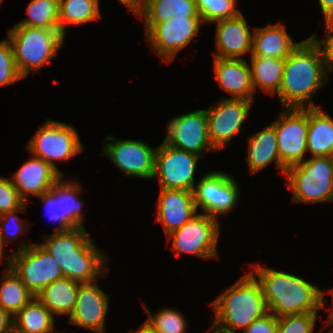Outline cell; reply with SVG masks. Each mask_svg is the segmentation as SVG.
Segmentation results:
<instances>
[{"instance_id": "6da1fadb", "label": "cell", "mask_w": 333, "mask_h": 333, "mask_svg": "<svg viewBox=\"0 0 333 333\" xmlns=\"http://www.w3.org/2000/svg\"><path fill=\"white\" fill-rule=\"evenodd\" d=\"M39 243L58 263L64 277L79 283L106 278L109 257L94 243L86 227L42 234Z\"/></svg>"}, {"instance_id": "7a4b0ae2", "label": "cell", "mask_w": 333, "mask_h": 333, "mask_svg": "<svg viewBox=\"0 0 333 333\" xmlns=\"http://www.w3.org/2000/svg\"><path fill=\"white\" fill-rule=\"evenodd\" d=\"M320 46L309 36L285 58L277 97L283 108H318L313 97L329 81Z\"/></svg>"}, {"instance_id": "3957f363", "label": "cell", "mask_w": 333, "mask_h": 333, "mask_svg": "<svg viewBox=\"0 0 333 333\" xmlns=\"http://www.w3.org/2000/svg\"><path fill=\"white\" fill-rule=\"evenodd\" d=\"M250 273L260 283L270 313L276 317L288 314L318 313L321 289L298 275L250 263Z\"/></svg>"}, {"instance_id": "277c9868", "label": "cell", "mask_w": 333, "mask_h": 333, "mask_svg": "<svg viewBox=\"0 0 333 333\" xmlns=\"http://www.w3.org/2000/svg\"><path fill=\"white\" fill-rule=\"evenodd\" d=\"M214 311L213 329L226 333L242 332L257 318L270 313L260 283L248 271L210 302Z\"/></svg>"}, {"instance_id": "5b68a950", "label": "cell", "mask_w": 333, "mask_h": 333, "mask_svg": "<svg viewBox=\"0 0 333 333\" xmlns=\"http://www.w3.org/2000/svg\"><path fill=\"white\" fill-rule=\"evenodd\" d=\"M7 37L12 45L16 68L23 79L31 73L37 74L43 66L52 62L66 40L59 29L22 25H13Z\"/></svg>"}, {"instance_id": "8992f818", "label": "cell", "mask_w": 333, "mask_h": 333, "mask_svg": "<svg viewBox=\"0 0 333 333\" xmlns=\"http://www.w3.org/2000/svg\"><path fill=\"white\" fill-rule=\"evenodd\" d=\"M285 182L292 202L313 204L333 201V166L327 156L309 157L286 168Z\"/></svg>"}, {"instance_id": "52a82bcc", "label": "cell", "mask_w": 333, "mask_h": 333, "mask_svg": "<svg viewBox=\"0 0 333 333\" xmlns=\"http://www.w3.org/2000/svg\"><path fill=\"white\" fill-rule=\"evenodd\" d=\"M25 148L29 154L50 164L63 177L64 173L54 161L67 162L85 151L80 136L72 124L52 119H47L35 131Z\"/></svg>"}, {"instance_id": "ba28073f", "label": "cell", "mask_w": 333, "mask_h": 333, "mask_svg": "<svg viewBox=\"0 0 333 333\" xmlns=\"http://www.w3.org/2000/svg\"><path fill=\"white\" fill-rule=\"evenodd\" d=\"M25 286L36 295L42 288L63 278L55 258L39 243L23 240L17 250L10 253L7 264Z\"/></svg>"}, {"instance_id": "9c48e42d", "label": "cell", "mask_w": 333, "mask_h": 333, "mask_svg": "<svg viewBox=\"0 0 333 333\" xmlns=\"http://www.w3.org/2000/svg\"><path fill=\"white\" fill-rule=\"evenodd\" d=\"M220 227L217 218L198 213L184 226L167 235L166 239L172 240L170 249L176 257L183 253L206 260L217 259Z\"/></svg>"}, {"instance_id": "30bf717a", "label": "cell", "mask_w": 333, "mask_h": 333, "mask_svg": "<svg viewBox=\"0 0 333 333\" xmlns=\"http://www.w3.org/2000/svg\"><path fill=\"white\" fill-rule=\"evenodd\" d=\"M83 186L76 178L62 177L47 193L39 196L44 205L45 216L58 225L53 232H63L77 227H85Z\"/></svg>"}, {"instance_id": "8fae6325", "label": "cell", "mask_w": 333, "mask_h": 333, "mask_svg": "<svg viewBox=\"0 0 333 333\" xmlns=\"http://www.w3.org/2000/svg\"><path fill=\"white\" fill-rule=\"evenodd\" d=\"M240 192L234 176L225 171L214 170L204 173L197 181L193 197L199 213L219 220L220 216H226L237 208Z\"/></svg>"}, {"instance_id": "7c38bea8", "label": "cell", "mask_w": 333, "mask_h": 333, "mask_svg": "<svg viewBox=\"0 0 333 333\" xmlns=\"http://www.w3.org/2000/svg\"><path fill=\"white\" fill-rule=\"evenodd\" d=\"M200 16H172L158 23L146 36L151 51L166 64L174 62L178 53L187 48L201 31Z\"/></svg>"}, {"instance_id": "4fadbf2b", "label": "cell", "mask_w": 333, "mask_h": 333, "mask_svg": "<svg viewBox=\"0 0 333 333\" xmlns=\"http://www.w3.org/2000/svg\"><path fill=\"white\" fill-rule=\"evenodd\" d=\"M200 156L171 147L163 140L155 151L154 178H159L160 189L193 192Z\"/></svg>"}, {"instance_id": "5bb4252c", "label": "cell", "mask_w": 333, "mask_h": 333, "mask_svg": "<svg viewBox=\"0 0 333 333\" xmlns=\"http://www.w3.org/2000/svg\"><path fill=\"white\" fill-rule=\"evenodd\" d=\"M253 103L250 100L219 97L216 103L206 108L208 135L217 152L227 148L236 135L246 132L242 125L249 118Z\"/></svg>"}, {"instance_id": "9a60e30c", "label": "cell", "mask_w": 333, "mask_h": 333, "mask_svg": "<svg viewBox=\"0 0 333 333\" xmlns=\"http://www.w3.org/2000/svg\"><path fill=\"white\" fill-rule=\"evenodd\" d=\"M156 148L142 140L118 139L108 135L98 156H107L127 177L153 180Z\"/></svg>"}, {"instance_id": "2e32d148", "label": "cell", "mask_w": 333, "mask_h": 333, "mask_svg": "<svg viewBox=\"0 0 333 333\" xmlns=\"http://www.w3.org/2000/svg\"><path fill=\"white\" fill-rule=\"evenodd\" d=\"M272 124L275 126L281 163L288 168L304 161L308 153V108H283Z\"/></svg>"}, {"instance_id": "e0dca14e", "label": "cell", "mask_w": 333, "mask_h": 333, "mask_svg": "<svg viewBox=\"0 0 333 333\" xmlns=\"http://www.w3.org/2000/svg\"><path fill=\"white\" fill-rule=\"evenodd\" d=\"M165 129L163 141L171 147L200 157L210 151L217 152L209 139L206 108L174 116Z\"/></svg>"}, {"instance_id": "ac0fdd59", "label": "cell", "mask_w": 333, "mask_h": 333, "mask_svg": "<svg viewBox=\"0 0 333 333\" xmlns=\"http://www.w3.org/2000/svg\"><path fill=\"white\" fill-rule=\"evenodd\" d=\"M111 296L100 288L98 280L80 283L76 307L68 323L95 333H106V319Z\"/></svg>"}, {"instance_id": "d6986e66", "label": "cell", "mask_w": 333, "mask_h": 333, "mask_svg": "<svg viewBox=\"0 0 333 333\" xmlns=\"http://www.w3.org/2000/svg\"><path fill=\"white\" fill-rule=\"evenodd\" d=\"M216 51L213 57L224 59H244L252 54L253 29L242 11L234 17L214 22ZM252 29V31L250 30Z\"/></svg>"}, {"instance_id": "ffe728a7", "label": "cell", "mask_w": 333, "mask_h": 333, "mask_svg": "<svg viewBox=\"0 0 333 333\" xmlns=\"http://www.w3.org/2000/svg\"><path fill=\"white\" fill-rule=\"evenodd\" d=\"M21 167L11 174L10 179L21 198L29 203V196L38 198L49 192L63 177L43 159L30 154Z\"/></svg>"}, {"instance_id": "44dd1931", "label": "cell", "mask_w": 333, "mask_h": 333, "mask_svg": "<svg viewBox=\"0 0 333 333\" xmlns=\"http://www.w3.org/2000/svg\"><path fill=\"white\" fill-rule=\"evenodd\" d=\"M159 192L154 220L161 223L166 236L199 213L193 192L173 189H160Z\"/></svg>"}, {"instance_id": "7402d4cb", "label": "cell", "mask_w": 333, "mask_h": 333, "mask_svg": "<svg viewBox=\"0 0 333 333\" xmlns=\"http://www.w3.org/2000/svg\"><path fill=\"white\" fill-rule=\"evenodd\" d=\"M214 74L220 88L228 92V99L255 101L251 83L250 67L244 59H224L214 57Z\"/></svg>"}, {"instance_id": "603a6c76", "label": "cell", "mask_w": 333, "mask_h": 333, "mask_svg": "<svg viewBox=\"0 0 333 333\" xmlns=\"http://www.w3.org/2000/svg\"><path fill=\"white\" fill-rule=\"evenodd\" d=\"M246 162L250 175L257 174L271 163L280 170L279 174L285 175L286 167L279 158L277 135L272 123L247 137Z\"/></svg>"}, {"instance_id": "cb8c5ba5", "label": "cell", "mask_w": 333, "mask_h": 333, "mask_svg": "<svg viewBox=\"0 0 333 333\" xmlns=\"http://www.w3.org/2000/svg\"><path fill=\"white\" fill-rule=\"evenodd\" d=\"M289 35L281 21L264 27H253L252 54L250 56L285 59L299 45Z\"/></svg>"}, {"instance_id": "d4e9b609", "label": "cell", "mask_w": 333, "mask_h": 333, "mask_svg": "<svg viewBox=\"0 0 333 333\" xmlns=\"http://www.w3.org/2000/svg\"><path fill=\"white\" fill-rule=\"evenodd\" d=\"M144 21L145 36L158 24L172 16H200L196 0H143L134 14Z\"/></svg>"}, {"instance_id": "484cf974", "label": "cell", "mask_w": 333, "mask_h": 333, "mask_svg": "<svg viewBox=\"0 0 333 333\" xmlns=\"http://www.w3.org/2000/svg\"><path fill=\"white\" fill-rule=\"evenodd\" d=\"M79 282L67 277L55 280L42 288L35 297L54 315L67 318L76 307Z\"/></svg>"}, {"instance_id": "4316f807", "label": "cell", "mask_w": 333, "mask_h": 333, "mask_svg": "<svg viewBox=\"0 0 333 333\" xmlns=\"http://www.w3.org/2000/svg\"><path fill=\"white\" fill-rule=\"evenodd\" d=\"M321 107L308 108L307 152L309 157L328 156L333 147V117Z\"/></svg>"}, {"instance_id": "83f0119b", "label": "cell", "mask_w": 333, "mask_h": 333, "mask_svg": "<svg viewBox=\"0 0 333 333\" xmlns=\"http://www.w3.org/2000/svg\"><path fill=\"white\" fill-rule=\"evenodd\" d=\"M251 83L254 89L275 96L280 90L285 67V59L250 56Z\"/></svg>"}, {"instance_id": "f1b7e54d", "label": "cell", "mask_w": 333, "mask_h": 333, "mask_svg": "<svg viewBox=\"0 0 333 333\" xmlns=\"http://www.w3.org/2000/svg\"><path fill=\"white\" fill-rule=\"evenodd\" d=\"M55 323V316L34 297L13 317V333H52Z\"/></svg>"}, {"instance_id": "f546056e", "label": "cell", "mask_w": 333, "mask_h": 333, "mask_svg": "<svg viewBox=\"0 0 333 333\" xmlns=\"http://www.w3.org/2000/svg\"><path fill=\"white\" fill-rule=\"evenodd\" d=\"M99 2V0H59V31L67 37L66 32L70 25L99 21L98 19L102 17Z\"/></svg>"}, {"instance_id": "4dcf8cb0", "label": "cell", "mask_w": 333, "mask_h": 333, "mask_svg": "<svg viewBox=\"0 0 333 333\" xmlns=\"http://www.w3.org/2000/svg\"><path fill=\"white\" fill-rule=\"evenodd\" d=\"M35 295L7 265L0 278V308L14 317Z\"/></svg>"}, {"instance_id": "1f68e13d", "label": "cell", "mask_w": 333, "mask_h": 333, "mask_svg": "<svg viewBox=\"0 0 333 333\" xmlns=\"http://www.w3.org/2000/svg\"><path fill=\"white\" fill-rule=\"evenodd\" d=\"M28 18L14 25L59 29V0H31L26 7Z\"/></svg>"}, {"instance_id": "d6a6232c", "label": "cell", "mask_w": 333, "mask_h": 333, "mask_svg": "<svg viewBox=\"0 0 333 333\" xmlns=\"http://www.w3.org/2000/svg\"><path fill=\"white\" fill-rule=\"evenodd\" d=\"M147 320L155 327L158 333H188V321L180 311L166 307L153 314L151 309L142 302Z\"/></svg>"}, {"instance_id": "836d02e7", "label": "cell", "mask_w": 333, "mask_h": 333, "mask_svg": "<svg viewBox=\"0 0 333 333\" xmlns=\"http://www.w3.org/2000/svg\"><path fill=\"white\" fill-rule=\"evenodd\" d=\"M238 2V0H196V7L203 24L211 25L239 14L241 9L237 7Z\"/></svg>"}, {"instance_id": "e575fe53", "label": "cell", "mask_w": 333, "mask_h": 333, "mask_svg": "<svg viewBox=\"0 0 333 333\" xmlns=\"http://www.w3.org/2000/svg\"><path fill=\"white\" fill-rule=\"evenodd\" d=\"M27 206L28 203H25L20 209L0 215V239L3 248L6 247V244L12 245L14 240L19 239L18 237L28 230L30 226L27 223L28 220L17 215L19 212L25 211L28 208Z\"/></svg>"}, {"instance_id": "d590c367", "label": "cell", "mask_w": 333, "mask_h": 333, "mask_svg": "<svg viewBox=\"0 0 333 333\" xmlns=\"http://www.w3.org/2000/svg\"><path fill=\"white\" fill-rule=\"evenodd\" d=\"M318 314L302 313L279 316L276 333H313Z\"/></svg>"}, {"instance_id": "8d00e7d4", "label": "cell", "mask_w": 333, "mask_h": 333, "mask_svg": "<svg viewBox=\"0 0 333 333\" xmlns=\"http://www.w3.org/2000/svg\"><path fill=\"white\" fill-rule=\"evenodd\" d=\"M22 79L15 65L10 40L4 38L0 41V87H6Z\"/></svg>"}, {"instance_id": "74e56055", "label": "cell", "mask_w": 333, "mask_h": 333, "mask_svg": "<svg viewBox=\"0 0 333 333\" xmlns=\"http://www.w3.org/2000/svg\"><path fill=\"white\" fill-rule=\"evenodd\" d=\"M25 203L10 177L0 175V215L20 209Z\"/></svg>"}, {"instance_id": "f35d334b", "label": "cell", "mask_w": 333, "mask_h": 333, "mask_svg": "<svg viewBox=\"0 0 333 333\" xmlns=\"http://www.w3.org/2000/svg\"><path fill=\"white\" fill-rule=\"evenodd\" d=\"M325 35L322 39H318L317 34L314 33L311 37L320 46L326 73L329 76L333 72V22L325 23Z\"/></svg>"}, {"instance_id": "ab89813d", "label": "cell", "mask_w": 333, "mask_h": 333, "mask_svg": "<svg viewBox=\"0 0 333 333\" xmlns=\"http://www.w3.org/2000/svg\"><path fill=\"white\" fill-rule=\"evenodd\" d=\"M278 317L272 313L257 318L241 333H276Z\"/></svg>"}, {"instance_id": "60d3db41", "label": "cell", "mask_w": 333, "mask_h": 333, "mask_svg": "<svg viewBox=\"0 0 333 333\" xmlns=\"http://www.w3.org/2000/svg\"><path fill=\"white\" fill-rule=\"evenodd\" d=\"M326 293H328V295L332 296L331 308L330 307L328 308V306L326 308V306H325V304H326L325 303L326 302V300H325ZM320 308H322V309L324 308V309H326V311L330 310L329 314H328V317L326 318L327 321H325L324 322L325 324L323 325L325 328L328 327V329H329L333 325V287L330 288V291L329 290H325V291L321 290V307Z\"/></svg>"}, {"instance_id": "b9f144b4", "label": "cell", "mask_w": 333, "mask_h": 333, "mask_svg": "<svg viewBox=\"0 0 333 333\" xmlns=\"http://www.w3.org/2000/svg\"><path fill=\"white\" fill-rule=\"evenodd\" d=\"M0 333H13V317L0 308Z\"/></svg>"}, {"instance_id": "7bdbcfd3", "label": "cell", "mask_w": 333, "mask_h": 333, "mask_svg": "<svg viewBox=\"0 0 333 333\" xmlns=\"http://www.w3.org/2000/svg\"><path fill=\"white\" fill-rule=\"evenodd\" d=\"M325 23L333 22V0H318Z\"/></svg>"}, {"instance_id": "ee69618b", "label": "cell", "mask_w": 333, "mask_h": 333, "mask_svg": "<svg viewBox=\"0 0 333 333\" xmlns=\"http://www.w3.org/2000/svg\"><path fill=\"white\" fill-rule=\"evenodd\" d=\"M128 333H158L155 327L146 319L138 329L129 330Z\"/></svg>"}, {"instance_id": "f6af8a7d", "label": "cell", "mask_w": 333, "mask_h": 333, "mask_svg": "<svg viewBox=\"0 0 333 333\" xmlns=\"http://www.w3.org/2000/svg\"><path fill=\"white\" fill-rule=\"evenodd\" d=\"M121 4H124L129 11L135 14L142 6L143 0H118Z\"/></svg>"}, {"instance_id": "bcb514c9", "label": "cell", "mask_w": 333, "mask_h": 333, "mask_svg": "<svg viewBox=\"0 0 333 333\" xmlns=\"http://www.w3.org/2000/svg\"><path fill=\"white\" fill-rule=\"evenodd\" d=\"M5 250V248H3V246H2V242H1V239H0V263L2 264V263H4V262H6L5 264H7V262H8V259H9V255H10V253H5L6 252V250Z\"/></svg>"}, {"instance_id": "7dc6e473", "label": "cell", "mask_w": 333, "mask_h": 333, "mask_svg": "<svg viewBox=\"0 0 333 333\" xmlns=\"http://www.w3.org/2000/svg\"><path fill=\"white\" fill-rule=\"evenodd\" d=\"M327 157L329 158V161H330L331 165L333 166V147L331 148L330 153Z\"/></svg>"}, {"instance_id": "c3c4849f", "label": "cell", "mask_w": 333, "mask_h": 333, "mask_svg": "<svg viewBox=\"0 0 333 333\" xmlns=\"http://www.w3.org/2000/svg\"><path fill=\"white\" fill-rule=\"evenodd\" d=\"M324 329H326V328L323 326V329H321V331L319 330V332L317 331L315 333H321ZM322 333H325V332H322ZM326 333H333V329L331 328L330 330L326 331Z\"/></svg>"}, {"instance_id": "681fc988", "label": "cell", "mask_w": 333, "mask_h": 333, "mask_svg": "<svg viewBox=\"0 0 333 333\" xmlns=\"http://www.w3.org/2000/svg\"><path fill=\"white\" fill-rule=\"evenodd\" d=\"M209 330L211 331L210 333H226V332H222L220 330L213 329L212 327Z\"/></svg>"}, {"instance_id": "f907efd6", "label": "cell", "mask_w": 333, "mask_h": 333, "mask_svg": "<svg viewBox=\"0 0 333 333\" xmlns=\"http://www.w3.org/2000/svg\"><path fill=\"white\" fill-rule=\"evenodd\" d=\"M52 333H65V332H63V331L61 332V330H60V331L57 330V331H54V332H52ZM72 333H73V332H72Z\"/></svg>"}]
</instances>
